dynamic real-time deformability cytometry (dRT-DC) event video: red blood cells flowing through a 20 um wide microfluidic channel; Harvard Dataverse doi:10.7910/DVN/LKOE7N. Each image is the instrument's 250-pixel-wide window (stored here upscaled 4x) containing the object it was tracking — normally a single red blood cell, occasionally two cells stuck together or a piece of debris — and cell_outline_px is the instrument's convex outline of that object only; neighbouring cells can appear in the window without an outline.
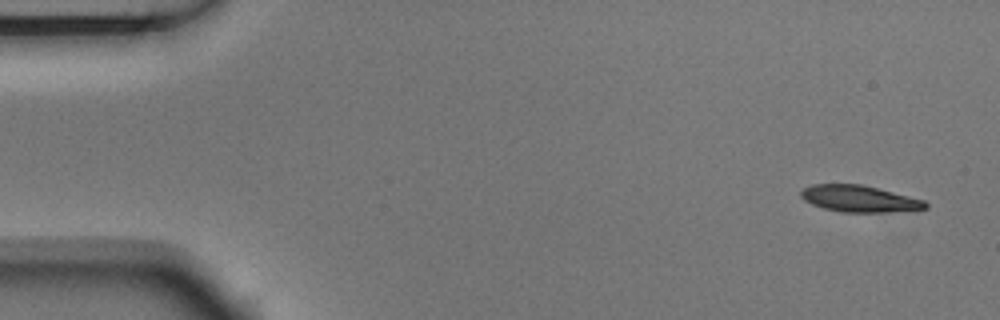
{"species": "Egyptian fruit bat (a non-hibernating species)", "species_latin": "Rousettus aegyptiacus", "temperature_condition": "room temperature", "stored_images_in_passage": 7, "camera_frame_rate_fps": 3000, "um_per_image_px": 0.085, "animal": {"sex": "male"}, "frame": {"image": 1, "passage_image": 1, "time_ms": 0.0, "image_size_px": [1000, 320], "cell_outline_px": [[928, 208], [880, 212], [844, 212], [824, 208], [812, 204], [804, 200], [800, 196], [800, 192], [804, 188], [812, 184], [860, 184], [924, 200], [928, 204]], "centroid_in_image_um": [72.99, 16.88], "position_along_channel_um": 12.0, "area_um2": 18.9}}
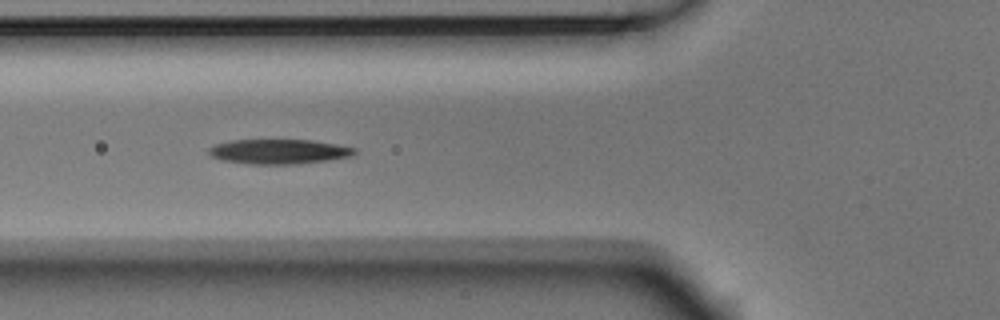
{"frame": {"image": 2, "passage_image": 6, "time_ms": 1.667, "image_size_px": [1000, 320], "cell_outline_px": [[356, 152], [352, 156], [328, 160], [296, 164], [252, 164], [224, 160], [212, 156], [208, 152], [208, 148], [216, 144], [232, 140], [312, 140], [336, 144], [356, 148]], "centroid_in_image_um": [23.73, 12.88], "position_along_channel_um": 102.1, "area_um2": 20.87}}
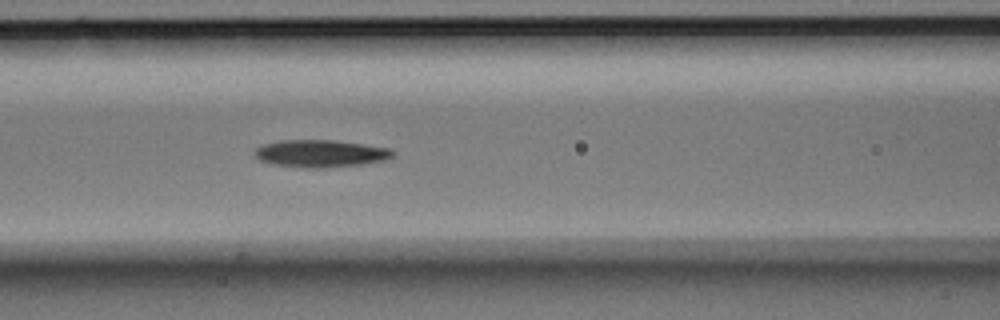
{"frame": {"image": 3, "passage_image": 7, "time_ms": 2.0, "image_size_px": [1000, 320], "cell_outline_px": [[396, 156], [388, 160], [364, 164], [324, 168], [308, 168], [276, 164], [260, 160], [252, 152], [256, 148], [264, 144], [280, 140], [336, 140], [392, 148], [396, 152]], "centroid_in_image_um": [27.35, 13.04], "position_along_channel_um": 139.3, "area_um2": 22.31}}